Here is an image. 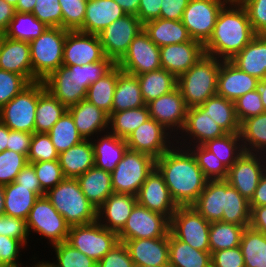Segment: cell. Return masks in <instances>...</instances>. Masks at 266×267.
I'll use <instances>...</instances> for the list:
<instances>
[{
  "mask_svg": "<svg viewBox=\"0 0 266 267\" xmlns=\"http://www.w3.org/2000/svg\"><path fill=\"white\" fill-rule=\"evenodd\" d=\"M156 168L177 206H192L208 181L192 152L176 144L156 159Z\"/></svg>",
  "mask_w": 266,
  "mask_h": 267,
  "instance_id": "cell-1",
  "label": "cell"
},
{
  "mask_svg": "<svg viewBox=\"0 0 266 267\" xmlns=\"http://www.w3.org/2000/svg\"><path fill=\"white\" fill-rule=\"evenodd\" d=\"M255 36L244 7L238 0H229L219 11L204 52L220 60H231Z\"/></svg>",
  "mask_w": 266,
  "mask_h": 267,
  "instance_id": "cell-2",
  "label": "cell"
},
{
  "mask_svg": "<svg viewBox=\"0 0 266 267\" xmlns=\"http://www.w3.org/2000/svg\"><path fill=\"white\" fill-rule=\"evenodd\" d=\"M116 63L104 60L86 65L60 66L44 81L45 89L55 96L66 108L86 99L87 89L108 73Z\"/></svg>",
  "mask_w": 266,
  "mask_h": 267,
  "instance_id": "cell-3",
  "label": "cell"
},
{
  "mask_svg": "<svg viewBox=\"0 0 266 267\" xmlns=\"http://www.w3.org/2000/svg\"><path fill=\"white\" fill-rule=\"evenodd\" d=\"M45 196L70 226L97 221V208L83 194L77 178H64Z\"/></svg>",
  "mask_w": 266,
  "mask_h": 267,
  "instance_id": "cell-4",
  "label": "cell"
},
{
  "mask_svg": "<svg viewBox=\"0 0 266 267\" xmlns=\"http://www.w3.org/2000/svg\"><path fill=\"white\" fill-rule=\"evenodd\" d=\"M221 61L205 54L177 78V88L188 108L202 105L208 98L217 94V77Z\"/></svg>",
  "mask_w": 266,
  "mask_h": 267,
  "instance_id": "cell-5",
  "label": "cell"
},
{
  "mask_svg": "<svg viewBox=\"0 0 266 267\" xmlns=\"http://www.w3.org/2000/svg\"><path fill=\"white\" fill-rule=\"evenodd\" d=\"M68 30L48 27L29 42L33 70V82L44 81L63 65V49Z\"/></svg>",
  "mask_w": 266,
  "mask_h": 267,
  "instance_id": "cell-6",
  "label": "cell"
},
{
  "mask_svg": "<svg viewBox=\"0 0 266 267\" xmlns=\"http://www.w3.org/2000/svg\"><path fill=\"white\" fill-rule=\"evenodd\" d=\"M155 167L156 159L152 156L127 149L123 158L111 172L113 193L136 196Z\"/></svg>",
  "mask_w": 266,
  "mask_h": 267,
  "instance_id": "cell-7",
  "label": "cell"
},
{
  "mask_svg": "<svg viewBox=\"0 0 266 267\" xmlns=\"http://www.w3.org/2000/svg\"><path fill=\"white\" fill-rule=\"evenodd\" d=\"M45 89L43 81L30 83L10 102L0 108V121L9 129L35 133L38 96Z\"/></svg>",
  "mask_w": 266,
  "mask_h": 267,
  "instance_id": "cell-8",
  "label": "cell"
},
{
  "mask_svg": "<svg viewBox=\"0 0 266 267\" xmlns=\"http://www.w3.org/2000/svg\"><path fill=\"white\" fill-rule=\"evenodd\" d=\"M66 242L73 248L99 262L116 244L118 234L103 227L98 221L70 226Z\"/></svg>",
  "mask_w": 266,
  "mask_h": 267,
  "instance_id": "cell-9",
  "label": "cell"
},
{
  "mask_svg": "<svg viewBox=\"0 0 266 267\" xmlns=\"http://www.w3.org/2000/svg\"><path fill=\"white\" fill-rule=\"evenodd\" d=\"M26 224L30 235L31 232H36L42 238H47L50 245L65 242L70 229L65 218L58 213L45 195L40 196L31 208Z\"/></svg>",
  "mask_w": 266,
  "mask_h": 267,
  "instance_id": "cell-10",
  "label": "cell"
},
{
  "mask_svg": "<svg viewBox=\"0 0 266 267\" xmlns=\"http://www.w3.org/2000/svg\"><path fill=\"white\" fill-rule=\"evenodd\" d=\"M208 222L193 206H178L170 219L169 231L191 247L210 251Z\"/></svg>",
  "mask_w": 266,
  "mask_h": 267,
  "instance_id": "cell-11",
  "label": "cell"
},
{
  "mask_svg": "<svg viewBox=\"0 0 266 267\" xmlns=\"http://www.w3.org/2000/svg\"><path fill=\"white\" fill-rule=\"evenodd\" d=\"M229 0H190L182 16V23L193 40L203 45L211 37L217 16Z\"/></svg>",
  "mask_w": 266,
  "mask_h": 267,
  "instance_id": "cell-12",
  "label": "cell"
},
{
  "mask_svg": "<svg viewBox=\"0 0 266 267\" xmlns=\"http://www.w3.org/2000/svg\"><path fill=\"white\" fill-rule=\"evenodd\" d=\"M127 74L137 76L161 69L160 48L141 30L130 43L128 51L116 63Z\"/></svg>",
  "mask_w": 266,
  "mask_h": 267,
  "instance_id": "cell-13",
  "label": "cell"
},
{
  "mask_svg": "<svg viewBox=\"0 0 266 267\" xmlns=\"http://www.w3.org/2000/svg\"><path fill=\"white\" fill-rule=\"evenodd\" d=\"M170 220L163 214L146 207L134 206L123 229L118 233L119 241L161 238L169 232Z\"/></svg>",
  "mask_w": 266,
  "mask_h": 267,
  "instance_id": "cell-14",
  "label": "cell"
},
{
  "mask_svg": "<svg viewBox=\"0 0 266 267\" xmlns=\"http://www.w3.org/2000/svg\"><path fill=\"white\" fill-rule=\"evenodd\" d=\"M141 30L143 24L135 15L126 14L112 22L98 34L105 56L117 63Z\"/></svg>",
  "mask_w": 266,
  "mask_h": 267,
  "instance_id": "cell-15",
  "label": "cell"
},
{
  "mask_svg": "<svg viewBox=\"0 0 266 267\" xmlns=\"http://www.w3.org/2000/svg\"><path fill=\"white\" fill-rule=\"evenodd\" d=\"M265 170V154L244 152L228 169L226 180L243 197L250 201Z\"/></svg>",
  "mask_w": 266,
  "mask_h": 267,
  "instance_id": "cell-16",
  "label": "cell"
},
{
  "mask_svg": "<svg viewBox=\"0 0 266 267\" xmlns=\"http://www.w3.org/2000/svg\"><path fill=\"white\" fill-rule=\"evenodd\" d=\"M126 142L128 149L157 159L175 144V137L156 120L149 118L126 138Z\"/></svg>",
  "mask_w": 266,
  "mask_h": 267,
  "instance_id": "cell-17",
  "label": "cell"
},
{
  "mask_svg": "<svg viewBox=\"0 0 266 267\" xmlns=\"http://www.w3.org/2000/svg\"><path fill=\"white\" fill-rule=\"evenodd\" d=\"M150 118L176 138L185 125L188 107L178 88L146 104Z\"/></svg>",
  "mask_w": 266,
  "mask_h": 267,
  "instance_id": "cell-18",
  "label": "cell"
},
{
  "mask_svg": "<svg viewBox=\"0 0 266 267\" xmlns=\"http://www.w3.org/2000/svg\"><path fill=\"white\" fill-rule=\"evenodd\" d=\"M106 58L98 35L68 31L63 49V66L86 65Z\"/></svg>",
  "mask_w": 266,
  "mask_h": 267,
  "instance_id": "cell-19",
  "label": "cell"
},
{
  "mask_svg": "<svg viewBox=\"0 0 266 267\" xmlns=\"http://www.w3.org/2000/svg\"><path fill=\"white\" fill-rule=\"evenodd\" d=\"M179 134L181 136L175 138V144L187 148L220 138L226 132L206 114V110L196 106L188 108L185 125Z\"/></svg>",
  "mask_w": 266,
  "mask_h": 267,
  "instance_id": "cell-20",
  "label": "cell"
},
{
  "mask_svg": "<svg viewBox=\"0 0 266 267\" xmlns=\"http://www.w3.org/2000/svg\"><path fill=\"white\" fill-rule=\"evenodd\" d=\"M137 203L147 209L165 215L169 220L178 206L173 201L162 174L155 167L138 193Z\"/></svg>",
  "mask_w": 266,
  "mask_h": 267,
  "instance_id": "cell-21",
  "label": "cell"
},
{
  "mask_svg": "<svg viewBox=\"0 0 266 267\" xmlns=\"http://www.w3.org/2000/svg\"><path fill=\"white\" fill-rule=\"evenodd\" d=\"M203 55H205L204 45L193 39L180 44L162 46L160 47L161 68L178 78Z\"/></svg>",
  "mask_w": 266,
  "mask_h": 267,
  "instance_id": "cell-22",
  "label": "cell"
},
{
  "mask_svg": "<svg viewBox=\"0 0 266 267\" xmlns=\"http://www.w3.org/2000/svg\"><path fill=\"white\" fill-rule=\"evenodd\" d=\"M259 81L240 70L230 60H222L217 77V94L234 102L247 92L256 90Z\"/></svg>",
  "mask_w": 266,
  "mask_h": 267,
  "instance_id": "cell-23",
  "label": "cell"
},
{
  "mask_svg": "<svg viewBox=\"0 0 266 267\" xmlns=\"http://www.w3.org/2000/svg\"><path fill=\"white\" fill-rule=\"evenodd\" d=\"M119 242L124 243L135 265L169 267V232L161 238Z\"/></svg>",
  "mask_w": 266,
  "mask_h": 267,
  "instance_id": "cell-24",
  "label": "cell"
},
{
  "mask_svg": "<svg viewBox=\"0 0 266 267\" xmlns=\"http://www.w3.org/2000/svg\"><path fill=\"white\" fill-rule=\"evenodd\" d=\"M84 140L108 132L109 115L86 99L67 108ZM95 135V136H94Z\"/></svg>",
  "mask_w": 266,
  "mask_h": 267,
  "instance_id": "cell-25",
  "label": "cell"
},
{
  "mask_svg": "<svg viewBox=\"0 0 266 267\" xmlns=\"http://www.w3.org/2000/svg\"><path fill=\"white\" fill-rule=\"evenodd\" d=\"M136 204V196L132 194L112 193L97 209V221L103 227L118 234Z\"/></svg>",
  "mask_w": 266,
  "mask_h": 267,
  "instance_id": "cell-26",
  "label": "cell"
},
{
  "mask_svg": "<svg viewBox=\"0 0 266 267\" xmlns=\"http://www.w3.org/2000/svg\"><path fill=\"white\" fill-rule=\"evenodd\" d=\"M0 69L22 75L33 83L29 42L4 36L0 47Z\"/></svg>",
  "mask_w": 266,
  "mask_h": 267,
  "instance_id": "cell-27",
  "label": "cell"
},
{
  "mask_svg": "<svg viewBox=\"0 0 266 267\" xmlns=\"http://www.w3.org/2000/svg\"><path fill=\"white\" fill-rule=\"evenodd\" d=\"M126 13L114 0H88L83 26L78 30L98 35Z\"/></svg>",
  "mask_w": 266,
  "mask_h": 267,
  "instance_id": "cell-28",
  "label": "cell"
},
{
  "mask_svg": "<svg viewBox=\"0 0 266 267\" xmlns=\"http://www.w3.org/2000/svg\"><path fill=\"white\" fill-rule=\"evenodd\" d=\"M91 142L94 149V166L108 172L115 169L128 149L126 139L119 138L109 131L97 135Z\"/></svg>",
  "mask_w": 266,
  "mask_h": 267,
  "instance_id": "cell-29",
  "label": "cell"
},
{
  "mask_svg": "<svg viewBox=\"0 0 266 267\" xmlns=\"http://www.w3.org/2000/svg\"><path fill=\"white\" fill-rule=\"evenodd\" d=\"M235 66L258 80L266 78V35H256L231 60Z\"/></svg>",
  "mask_w": 266,
  "mask_h": 267,
  "instance_id": "cell-30",
  "label": "cell"
},
{
  "mask_svg": "<svg viewBox=\"0 0 266 267\" xmlns=\"http://www.w3.org/2000/svg\"><path fill=\"white\" fill-rule=\"evenodd\" d=\"M143 29L159 48L192 40L181 20L159 18L143 24Z\"/></svg>",
  "mask_w": 266,
  "mask_h": 267,
  "instance_id": "cell-31",
  "label": "cell"
},
{
  "mask_svg": "<svg viewBox=\"0 0 266 267\" xmlns=\"http://www.w3.org/2000/svg\"><path fill=\"white\" fill-rule=\"evenodd\" d=\"M208 222L222 220L225 209V180H209L192 205Z\"/></svg>",
  "mask_w": 266,
  "mask_h": 267,
  "instance_id": "cell-32",
  "label": "cell"
},
{
  "mask_svg": "<svg viewBox=\"0 0 266 267\" xmlns=\"http://www.w3.org/2000/svg\"><path fill=\"white\" fill-rule=\"evenodd\" d=\"M58 160L65 178H78L94 167V149L91 140H83L61 152Z\"/></svg>",
  "mask_w": 266,
  "mask_h": 267,
  "instance_id": "cell-33",
  "label": "cell"
},
{
  "mask_svg": "<svg viewBox=\"0 0 266 267\" xmlns=\"http://www.w3.org/2000/svg\"><path fill=\"white\" fill-rule=\"evenodd\" d=\"M77 179L83 194L97 209L113 193L111 172L94 166Z\"/></svg>",
  "mask_w": 266,
  "mask_h": 267,
  "instance_id": "cell-34",
  "label": "cell"
},
{
  "mask_svg": "<svg viewBox=\"0 0 266 267\" xmlns=\"http://www.w3.org/2000/svg\"><path fill=\"white\" fill-rule=\"evenodd\" d=\"M169 267H211V252L197 250L169 231Z\"/></svg>",
  "mask_w": 266,
  "mask_h": 267,
  "instance_id": "cell-35",
  "label": "cell"
},
{
  "mask_svg": "<svg viewBox=\"0 0 266 267\" xmlns=\"http://www.w3.org/2000/svg\"><path fill=\"white\" fill-rule=\"evenodd\" d=\"M146 106L136 76L121 72L117 77L112 113Z\"/></svg>",
  "mask_w": 266,
  "mask_h": 267,
  "instance_id": "cell-36",
  "label": "cell"
},
{
  "mask_svg": "<svg viewBox=\"0 0 266 267\" xmlns=\"http://www.w3.org/2000/svg\"><path fill=\"white\" fill-rule=\"evenodd\" d=\"M199 107L214 120L226 133H240V123L235 112L233 101L216 94L208 98Z\"/></svg>",
  "mask_w": 266,
  "mask_h": 267,
  "instance_id": "cell-37",
  "label": "cell"
},
{
  "mask_svg": "<svg viewBox=\"0 0 266 267\" xmlns=\"http://www.w3.org/2000/svg\"><path fill=\"white\" fill-rule=\"evenodd\" d=\"M5 215L26 220L31 208L39 198L37 194L16 183L4 186Z\"/></svg>",
  "mask_w": 266,
  "mask_h": 267,
  "instance_id": "cell-38",
  "label": "cell"
},
{
  "mask_svg": "<svg viewBox=\"0 0 266 267\" xmlns=\"http://www.w3.org/2000/svg\"><path fill=\"white\" fill-rule=\"evenodd\" d=\"M136 77L146 104L177 88V78L171 72L162 68L137 75Z\"/></svg>",
  "mask_w": 266,
  "mask_h": 267,
  "instance_id": "cell-39",
  "label": "cell"
},
{
  "mask_svg": "<svg viewBox=\"0 0 266 267\" xmlns=\"http://www.w3.org/2000/svg\"><path fill=\"white\" fill-rule=\"evenodd\" d=\"M122 70L115 65L108 73L92 83L87 89L86 100L110 115L117 77Z\"/></svg>",
  "mask_w": 266,
  "mask_h": 267,
  "instance_id": "cell-40",
  "label": "cell"
},
{
  "mask_svg": "<svg viewBox=\"0 0 266 267\" xmlns=\"http://www.w3.org/2000/svg\"><path fill=\"white\" fill-rule=\"evenodd\" d=\"M67 108L48 90L38 96L35 113V132L48 133Z\"/></svg>",
  "mask_w": 266,
  "mask_h": 267,
  "instance_id": "cell-41",
  "label": "cell"
},
{
  "mask_svg": "<svg viewBox=\"0 0 266 267\" xmlns=\"http://www.w3.org/2000/svg\"><path fill=\"white\" fill-rule=\"evenodd\" d=\"M244 152L266 155V112L249 117L240 124Z\"/></svg>",
  "mask_w": 266,
  "mask_h": 267,
  "instance_id": "cell-42",
  "label": "cell"
},
{
  "mask_svg": "<svg viewBox=\"0 0 266 267\" xmlns=\"http://www.w3.org/2000/svg\"><path fill=\"white\" fill-rule=\"evenodd\" d=\"M245 267H266V235L250 226L243 231L239 245Z\"/></svg>",
  "mask_w": 266,
  "mask_h": 267,
  "instance_id": "cell-43",
  "label": "cell"
},
{
  "mask_svg": "<svg viewBox=\"0 0 266 267\" xmlns=\"http://www.w3.org/2000/svg\"><path fill=\"white\" fill-rule=\"evenodd\" d=\"M149 118L147 105L135 109L113 112L109 115L108 131L119 138L126 139Z\"/></svg>",
  "mask_w": 266,
  "mask_h": 267,
  "instance_id": "cell-44",
  "label": "cell"
},
{
  "mask_svg": "<svg viewBox=\"0 0 266 267\" xmlns=\"http://www.w3.org/2000/svg\"><path fill=\"white\" fill-rule=\"evenodd\" d=\"M250 212L249 201L225 179V209L221 221L248 227Z\"/></svg>",
  "mask_w": 266,
  "mask_h": 267,
  "instance_id": "cell-45",
  "label": "cell"
},
{
  "mask_svg": "<svg viewBox=\"0 0 266 267\" xmlns=\"http://www.w3.org/2000/svg\"><path fill=\"white\" fill-rule=\"evenodd\" d=\"M48 28L43 22L37 19L32 13L15 12L9 23L4 36L25 42H31L38 38Z\"/></svg>",
  "mask_w": 266,
  "mask_h": 267,
  "instance_id": "cell-46",
  "label": "cell"
},
{
  "mask_svg": "<svg viewBox=\"0 0 266 267\" xmlns=\"http://www.w3.org/2000/svg\"><path fill=\"white\" fill-rule=\"evenodd\" d=\"M245 228L222 221L210 222L209 248L211 254L215 251L239 246Z\"/></svg>",
  "mask_w": 266,
  "mask_h": 267,
  "instance_id": "cell-47",
  "label": "cell"
},
{
  "mask_svg": "<svg viewBox=\"0 0 266 267\" xmlns=\"http://www.w3.org/2000/svg\"><path fill=\"white\" fill-rule=\"evenodd\" d=\"M202 145L215 154L227 169L244 153L240 133H226L224 136L208 140Z\"/></svg>",
  "mask_w": 266,
  "mask_h": 267,
  "instance_id": "cell-48",
  "label": "cell"
},
{
  "mask_svg": "<svg viewBox=\"0 0 266 267\" xmlns=\"http://www.w3.org/2000/svg\"><path fill=\"white\" fill-rule=\"evenodd\" d=\"M51 141L60 154L84 139L79 134L71 114L66 111L48 132Z\"/></svg>",
  "mask_w": 266,
  "mask_h": 267,
  "instance_id": "cell-49",
  "label": "cell"
},
{
  "mask_svg": "<svg viewBox=\"0 0 266 267\" xmlns=\"http://www.w3.org/2000/svg\"><path fill=\"white\" fill-rule=\"evenodd\" d=\"M201 168L206 179L209 180H225L228 176L226 166L216 158L215 154L207 150L203 145H194L187 147Z\"/></svg>",
  "mask_w": 266,
  "mask_h": 267,
  "instance_id": "cell-50",
  "label": "cell"
},
{
  "mask_svg": "<svg viewBox=\"0 0 266 267\" xmlns=\"http://www.w3.org/2000/svg\"><path fill=\"white\" fill-rule=\"evenodd\" d=\"M56 261L50 262L53 267H97V262L81 251L73 248L66 241L52 245Z\"/></svg>",
  "mask_w": 266,
  "mask_h": 267,
  "instance_id": "cell-51",
  "label": "cell"
},
{
  "mask_svg": "<svg viewBox=\"0 0 266 267\" xmlns=\"http://www.w3.org/2000/svg\"><path fill=\"white\" fill-rule=\"evenodd\" d=\"M56 151L48 133H33L30 149L27 155L28 163L58 160Z\"/></svg>",
  "mask_w": 266,
  "mask_h": 267,
  "instance_id": "cell-52",
  "label": "cell"
},
{
  "mask_svg": "<svg viewBox=\"0 0 266 267\" xmlns=\"http://www.w3.org/2000/svg\"><path fill=\"white\" fill-rule=\"evenodd\" d=\"M28 163L24 154L5 150L0 153V185H8L16 180L17 175Z\"/></svg>",
  "mask_w": 266,
  "mask_h": 267,
  "instance_id": "cell-53",
  "label": "cell"
},
{
  "mask_svg": "<svg viewBox=\"0 0 266 267\" xmlns=\"http://www.w3.org/2000/svg\"><path fill=\"white\" fill-rule=\"evenodd\" d=\"M88 0H59L62 9V28L79 30L84 23Z\"/></svg>",
  "mask_w": 266,
  "mask_h": 267,
  "instance_id": "cell-54",
  "label": "cell"
},
{
  "mask_svg": "<svg viewBox=\"0 0 266 267\" xmlns=\"http://www.w3.org/2000/svg\"><path fill=\"white\" fill-rule=\"evenodd\" d=\"M31 164L34 167L41 188L45 192L54 188L65 178L59 160L42 161Z\"/></svg>",
  "mask_w": 266,
  "mask_h": 267,
  "instance_id": "cell-55",
  "label": "cell"
},
{
  "mask_svg": "<svg viewBox=\"0 0 266 267\" xmlns=\"http://www.w3.org/2000/svg\"><path fill=\"white\" fill-rule=\"evenodd\" d=\"M29 84L22 75L0 69V108Z\"/></svg>",
  "mask_w": 266,
  "mask_h": 267,
  "instance_id": "cell-56",
  "label": "cell"
},
{
  "mask_svg": "<svg viewBox=\"0 0 266 267\" xmlns=\"http://www.w3.org/2000/svg\"><path fill=\"white\" fill-rule=\"evenodd\" d=\"M234 104L236 116L240 124L249 117L266 112L261 102L258 88L242 95L234 101Z\"/></svg>",
  "mask_w": 266,
  "mask_h": 267,
  "instance_id": "cell-57",
  "label": "cell"
},
{
  "mask_svg": "<svg viewBox=\"0 0 266 267\" xmlns=\"http://www.w3.org/2000/svg\"><path fill=\"white\" fill-rule=\"evenodd\" d=\"M32 14L48 27L62 28V9L59 0H36Z\"/></svg>",
  "mask_w": 266,
  "mask_h": 267,
  "instance_id": "cell-58",
  "label": "cell"
},
{
  "mask_svg": "<svg viewBox=\"0 0 266 267\" xmlns=\"http://www.w3.org/2000/svg\"><path fill=\"white\" fill-rule=\"evenodd\" d=\"M247 12L256 35H266V0H238Z\"/></svg>",
  "mask_w": 266,
  "mask_h": 267,
  "instance_id": "cell-59",
  "label": "cell"
},
{
  "mask_svg": "<svg viewBox=\"0 0 266 267\" xmlns=\"http://www.w3.org/2000/svg\"><path fill=\"white\" fill-rule=\"evenodd\" d=\"M25 247L19 240L0 235V267H24L19 262L21 249Z\"/></svg>",
  "mask_w": 266,
  "mask_h": 267,
  "instance_id": "cell-60",
  "label": "cell"
},
{
  "mask_svg": "<svg viewBox=\"0 0 266 267\" xmlns=\"http://www.w3.org/2000/svg\"><path fill=\"white\" fill-rule=\"evenodd\" d=\"M0 235L15 238L19 240L25 247L29 246L27 245L29 241V233L26 220L8 215L0 216Z\"/></svg>",
  "mask_w": 266,
  "mask_h": 267,
  "instance_id": "cell-61",
  "label": "cell"
},
{
  "mask_svg": "<svg viewBox=\"0 0 266 267\" xmlns=\"http://www.w3.org/2000/svg\"><path fill=\"white\" fill-rule=\"evenodd\" d=\"M129 252L124 243L116 244L99 262L97 267H134Z\"/></svg>",
  "mask_w": 266,
  "mask_h": 267,
  "instance_id": "cell-62",
  "label": "cell"
},
{
  "mask_svg": "<svg viewBox=\"0 0 266 267\" xmlns=\"http://www.w3.org/2000/svg\"><path fill=\"white\" fill-rule=\"evenodd\" d=\"M211 267H245L240 247L213 252L211 254Z\"/></svg>",
  "mask_w": 266,
  "mask_h": 267,
  "instance_id": "cell-63",
  "label": "cell"
},
{
  "mask_svg": "<svg viewBox=\"0 0 266 267\" xmlns=\"http://www.w3.org/2000/svg\"><path fill=\"white\" fill-rule=\"evenodd\" d=\"M33 134L9 129L7 150L28 155Z\"/></svg>",
  "mask_w": 266,
  "mask_h": 267,
  "instance_id": "cell-64",
  "label": "cell"
},
{
  "mask_svg": "<svg viewBox=\"0 0 266 267\" xmlns=\"http://www.w3.org/2000/svg\"><path fill=\"white\" fill-rule=\"evenodd\" d=\"M16 183L24 186L25 188H30L39 197L45 195V191L41 188L39 180L36 176L34 167L32 164L27 163L26 166L17 175Z\"/></svg>",
  "mask_w": 266,
  "mask_h": 267,
  "instance_id": "cell-65",
  "label": "cell"
},
{
  "mask_svg": "<svg viewBox=\"0 0 266 267\" xmlns=\"http://www.w3.org/2000/svg\"><path fill=\"white\" fill-rule=\"evenodd\" d=\"M190 0H162L160 18L182 20L183 12Z\"/></svg>",
  "mask_w": 266,
  "mask_h": 267,
  "instance_id": "cell-66",
  "label": "cell"
},
{
  "mask_svg": "<svg viewBox=\"0 0 266 267\" xmlns=\"http://www.w3.org/2000/svg\"><path fill=\"white\" fill-rule=\"evenodd\" d=\"M162 0H140L137 17L142 24L159 19Z\"/></svg>",
  "mask_w": 266,
  "mask_h": 267,
  "instance_id": "cell-67",
  "label": "cell"
},
{
  "mask_svg": "<svg viewBox=\"0 0 266 267\" xmlns=\"http://www.w3.org/2000/svg\"><path fill=\"white\" fill-rule=\"evenodd\" d=\"M249 226L266 235V206H250Z\"/></svg>",
  "mask_w": 266,
  "mask_h": 267,
  "instance_id": "cell-68",
  "label": "cell"
},
{
  "mask_svg": "<svg viewBox=\"0 0 266 267\" xmlns=\"http://www.w3.org/2000/svg\"><path fill=\"white\" fill-rule=\"evenodd\" d=\"M249 206H266V170L263 172Z\"/></svg>",
  "mask_w": 266,
  "mask_h": 267,
  "instance_id": "cell-69",
  "label": "cell"
},
{
  "mask_svg": "<svg viewBox=\"0 0 266 267\" xmlns=\"http://www.w3.org/2000/svg\"><path fill=\"white\" fill-rule=\"evenodd\" d=\"M15 7L8 4L5 0H0V31L5 32L10 21L14 17Z\"/></svg>",
  "mask_w": 266,
  "mask_h": 267,
  "instance_id": "cell-70",
  "label": "cell"
},
{
  "mask_svg": "<svg viewBox=\"0 0 266 267\" xmlns=\"http://www.w3.org/2000/svg\"><path fill=\"white\" fill-rule=\"evenodd\" d=\"M126 14L137 16L140 0H114Z\"/></svg>",
  "mask_w": 266,
  "mask_h": 267,
  "instance_id": "cell-71",
  "label": "cell"
},
{
  "mask_svg": "<svg viewBox=\"0 0 266 267\" xmlns=\"http://www.w3.org/2000/svg\"><path fill=\"white\" fill-rule=\"evenodd\" d=\"M36 0H18L15 11L20 13H32Z\"/></svg>",
  "mask_w": 266,
  "mask_h": 267,
  "instance_id": "cell-72",
  "label": "cell"
},
{
  "mask_svg": "<svg viewBox=\"0 0 266 267\" xmlns=\"http://www.w3.org/2000/svg\"><path fill=\"white\" fill-rule=\"evenodd\" d=\"M9 128L0 121V153L7 150Z\"/></svg>",
  "mask_w": 266,
  "mask_h": 267,
  "instance_id": "cell-73",
  "label": "cell"
},
{
  "mask_svg": "<svg viewBox=\"0 0 266 267\" xmlns=\"http://www.w3.org/2000/svg\"><path fill=\"white\" fill-rule=\"evenodd\" d=\"M258 90L261 102L263 103L264 109L266 111V78L259 81Z\"/></svg>",
  "mask_w": 266,
  "mask_h": 267,
  "instance_id": "cell-74",
  "label": "cell"
},
{
  "mask_svg": "<svg viewBox=\"0 0 266 267\" xmlns=\"http://www.w3.org/2000/svg\"><path fill=\"white\" fill-rule=\"evenodd\" d=\"M5 196H4V186L0 185V216L5 215Z\"/></svg>",
  "mask_w": 266,
  "mask_h": 267,
  "instance_id": "cell-75",
  "label": "cell"
},
{
  "mask_svg": "<svg viewBox=\"0 0 266 267\" xmlns=\"http://www.w3.org/2000/svg\"><path fill=\"white\" fill-rule=\"evenodd\" d=\"M33 259H34V261L33 262H35L36 264H33V266L32 267H53L48 261H44V260H42V261H38V262H36L35 260H36V258H34V256L32 257ZM26 267H31V266H27L26 265Z\"/></svg>",
  "mask_w": 266,
  "mask_h": 267,
  "instance_id": "cell-76",
  "label": "cell"
},
{
  "mask_svg": "<svg viewBox=\"0 0 266 267\" xmlns=\"http://www.w3.org/2000/svg\"><path fill=\"white\" fill-rule=\"evenodd\" d=\"M8 4L12 5L13 7H16V4L18 0H5Z\"/></svg>",
  "mask_w": 266,
  "mask_h": 267,
  "instance_id": "cell-77",
  "label": "cell"
},
{
  "mask_svg": "<svg viewBox=\"0 0 266 267\" xmlns=\"http://www.w3.org/2000/svg\"><path fill=\"white\" fill-rule=\"evenodd\" d=\"M4 38V33L0 31V47Z\"/></svg>",
  "mask_w": 266,
  "mask_h": 267,
  "instance_id": "cell-78",
  "label": "cell"
},
{
  "mask_svg": "<svg viewBox=\"0 0 266 267\" xmlns=\"http://www.w3.org/2000/svg\"><path fill=\"white\" fill-rule=\"evenodd\" d=\"M134 267H158V266H151V265H135Z\"/></svg>",
  "mask_w": 266,
  "mask_h": 267,
  "instance_id": "cell-79",
  "label": "cell"
}]
</instances>
